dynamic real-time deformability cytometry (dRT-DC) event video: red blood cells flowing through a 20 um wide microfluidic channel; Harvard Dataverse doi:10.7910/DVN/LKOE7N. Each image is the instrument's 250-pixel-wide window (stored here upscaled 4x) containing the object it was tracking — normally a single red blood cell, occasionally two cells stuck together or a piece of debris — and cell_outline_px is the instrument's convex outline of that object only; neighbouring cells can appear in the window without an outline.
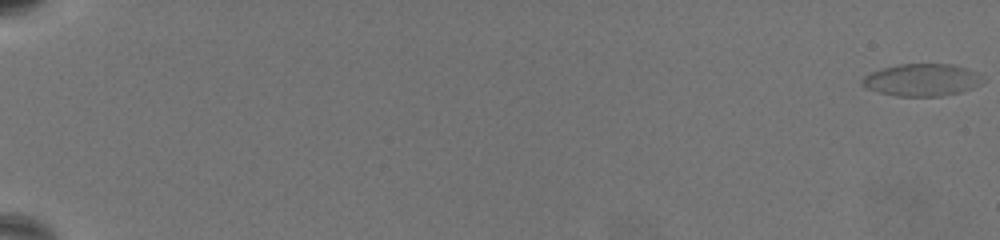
{"species": "common noctule bat (a hibernating species)", "species_latin": "Nyctalus noctula", "temperature_condition": "warm", "stored_images_in_passage": 23, "camera_frame_rate_fps": 3000, "um_per_image_px": 0.085, "animal": {"sex": "female", "body_mass_g": 19.5, "forearm_length_mm": 54.1}, "frame": {"image": 1, "passage_image": 1, "time_ms": 0.0, "image_size_px": [1000, 240], "cell_outline_px": [[984, 80], [960, 92], [940, 96], [896, 96], [864, 88], [860, 84], [860, 80], [864, 76], [872, 72], [884, 68], [900, 64], [948, 64], [964, 68], [976, 72]], "centroid_in_image_um": [78.27, 6.8], "position_along_channel_um": 6.7, "area_um2": 22.25}}